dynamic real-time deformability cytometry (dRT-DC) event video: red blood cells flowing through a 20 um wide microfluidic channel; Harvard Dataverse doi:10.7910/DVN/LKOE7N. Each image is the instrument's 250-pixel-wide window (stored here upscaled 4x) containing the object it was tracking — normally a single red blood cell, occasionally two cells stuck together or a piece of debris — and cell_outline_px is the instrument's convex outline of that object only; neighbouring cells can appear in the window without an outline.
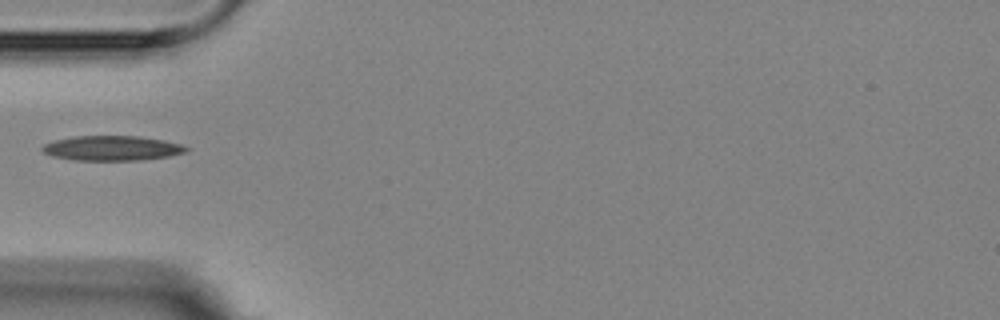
{"species": "Egyptian fruit bat (a non-hibernating species)", "species_latin": "Rousettus aegyptiacus", "temperature_condition": "room temperature", "stored_images_in_passage": 3, "camera_frame_rate_fps": 3000, "um_per_image_px": 0.085, "animal": {"sex": "female"}, "frame": {"image": 1, "passage_image": 3, "time_ms": 3.0, "image_size_px": [1000, 320], "cell_outline_px": [[192, 148], [184, 152], [168, 156], [140, 160], [72, 160], [52, 156], [44, 152], [40, 148], [44, 144], [56, 140], [76, 136], [140, 136], [164, 140], [180, 144]], "centroid_in_image_um": [9.52, 12.59], "position_along_channel_um": 75.5, "area_um2": 20.75}}